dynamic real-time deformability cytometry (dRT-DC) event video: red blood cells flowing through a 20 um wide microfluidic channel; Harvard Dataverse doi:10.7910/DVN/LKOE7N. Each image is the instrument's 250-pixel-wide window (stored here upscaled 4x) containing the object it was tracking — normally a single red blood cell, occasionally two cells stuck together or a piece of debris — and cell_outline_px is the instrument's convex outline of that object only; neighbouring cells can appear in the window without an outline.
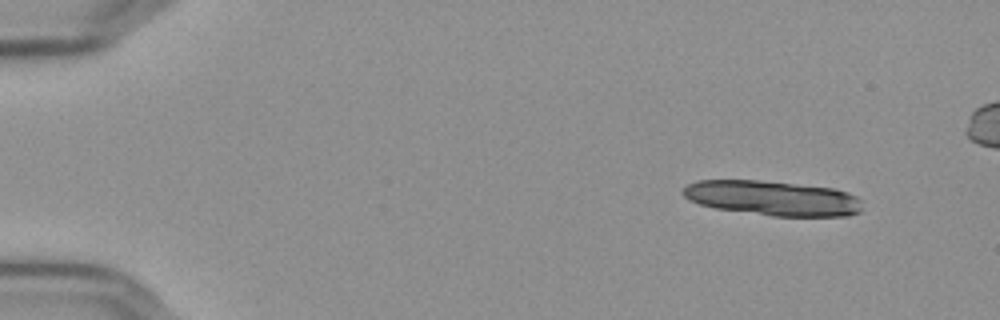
{"species": "Egyptian fruit bat (a non-hibernating species)", "species_latin": "Rousettus aegyptiacus", "temperature_condition": "cold", "stored_images_in_passage": 13, "camera_frame_rate_fps": 3000, "um_per_image_px": 0.085, "frame": {"image": 1, "passage_image": 1, "time_ms": 0.0, "image_size_px": [1000, 320], "cell_outline_px": [[860, 212], [848, 216], [772, 216], [716, 208], [700, 204], [688, 200], [680, 192], [688, 184], [696, 180], [760, 180], [832, 188], [848, 192], [856, 196], [860, 200]], "centroid_in_image_um": [65.64, 16.84], "position_along_channel_um": 19.4, "area_um2": 36.36}}